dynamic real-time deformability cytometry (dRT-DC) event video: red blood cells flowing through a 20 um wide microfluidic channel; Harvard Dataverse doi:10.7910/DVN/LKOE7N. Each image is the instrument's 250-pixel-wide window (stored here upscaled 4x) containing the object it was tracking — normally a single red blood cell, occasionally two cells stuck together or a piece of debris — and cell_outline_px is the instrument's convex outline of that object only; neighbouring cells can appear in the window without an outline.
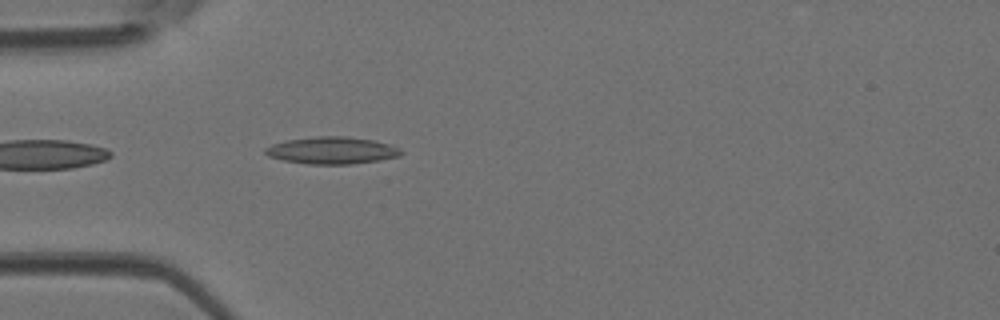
{"species": "Egyptian fruit bat (a non-hibernating species)", "species_latin": "Rousettus aegyptiacus", "temperature_condition": "room temperature", "stored_images_in_passage": 34, "camera_frame_rate_fps": 3000, "um_per_image_px": 0.085, "animal": {"sex": "female"}, "frame": {"image": 1, "passage_image": 2, "time_ms": 0.333, "image_size_px": [1000, 320], "cell_outline_px": [[404, 152], [400, 156], [380, 160], [352, 164], [308, 164], [284, 160], [268, 156], [264, 152], [264, 148], [272, 144], [288, 140], [316, 136], [348, 136], [376, 140], [392, 144], [400, 148]], "centroid_in_image_um": [28.27, 12.78], "position_along_channel_um": 56.7, "area_um2": 21.68}}
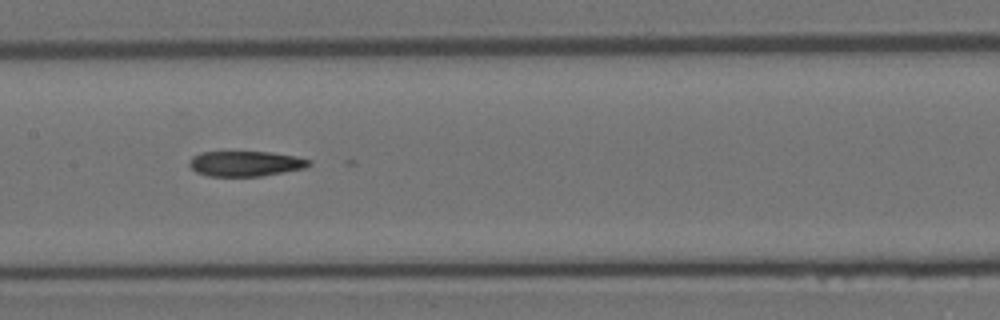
{"frame": {"image": 2, "passage_image": 11, "time_ms": 3.333, "image_size_px": [1000, 320], "cell_outline_px": [[312, 164], [304, 168], [260, 176], [208, 176], [196, 172], [188, 164], [188, 160], [192, 156], [200, 152], [272, 152], [296, 156], [312, 160]], "centroid_in_image_um": [20.85, 13.9], "position_along_channel_um": 186.5, "area_um2": 17.69}}
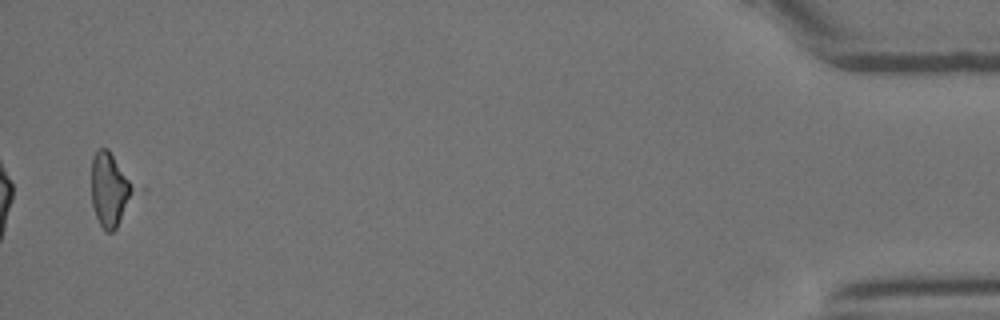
{"frame": {"image": 3, "passage_image": 33, "time_ms": 10.667, "image_size_px": [1000, 320], "cell_outline_px": [[136, 192], [116, 228], [112, 232], [104, 232], [96, 216], [92, 204], [92, 160], [96, 152], [100, 148], [108, 148], [136, 188]], "centroid_in_image_um": [9.35, 16.14], "position_along_channel_um": 425.9, "area_um2": 18.03}}